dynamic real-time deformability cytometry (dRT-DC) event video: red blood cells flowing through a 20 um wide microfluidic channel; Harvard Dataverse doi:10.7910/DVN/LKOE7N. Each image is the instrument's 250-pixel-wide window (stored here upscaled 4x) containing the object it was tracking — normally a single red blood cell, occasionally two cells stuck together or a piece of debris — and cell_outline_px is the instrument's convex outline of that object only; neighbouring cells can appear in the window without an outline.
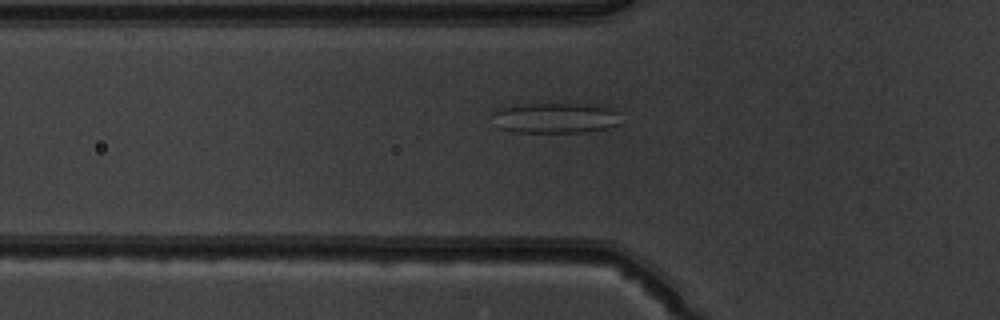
{"species": "common noctule bat (a hibernating species)", "species_latin": "Nyctalus noctula", "temperature_condition": "warm", "stored_images_in_passage": 40, "camera_frame_rate_fps": 3000, "um_per_image_px": 0.085, "animal": {"sex": "male", "body_mass_g": 19.5, "forearm_length_mm": 54.6}, "frame": {"image": 1, "passage_image": 7, "time_ms": 2.0, "image_size_px": [1000, 320], "cell_outline_px": [[620, 124], [608, 128], [584, 132], [516, 132], [500, 128], [492, 112], [500, 108], [524, 104], [604, 104], [620, 112]], "centroid_in_image_um": [47.33, 10.01], "position_along_channel_um": 78.5, "area_um2": 22.95}}
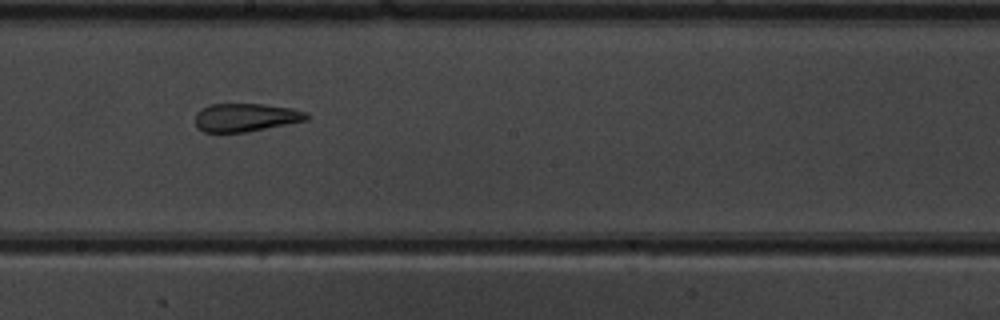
{"frame": {"image": 2, "passage_image": 18, "time_ms": 5.667, "image_size_px": [1000, 320], "cell_outline_px": [[308, 120], [244, 132], [204, 132], [196, 124], [196, 112], [200, 108], [208, 104], [264, 104], [292, 108], [304, 112], [308, 116]], "centroid_in_image_um": [20.85, 9.97], "position_along_channel_um": 227.3, "area_um2": 18.15}}
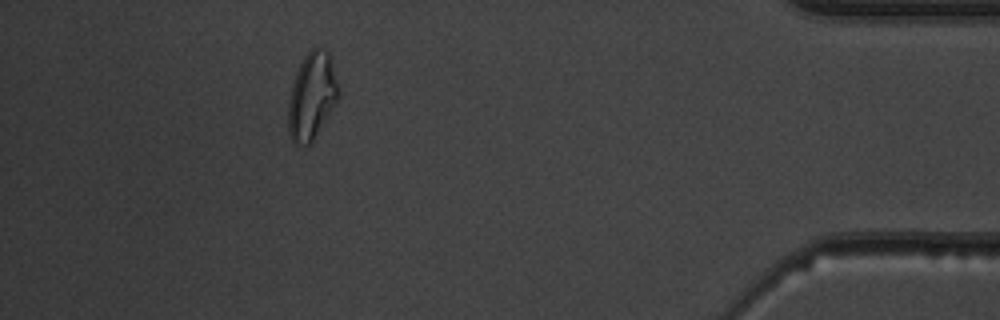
{"frame": {"image": 3, "passage_image": 35, "time_ms": 11.333, "image_size_px": [1000, 320], "cell_outline_px": [[340, 96], [312, 140], [308, 144], [304, 144], [292, 140], [288, 132], [288, 100], [292, 84], [296, 72], [304, 56], [316, 44], [328, 52], [332, 56], [340, 92]], "centroid_in_image_um": [26.52, 8.07], "position_along_channel_um": 408.7, "area_um2": 25.43}, "authors_computed_cell_mechanics": {"area_um2": 21.097, "velocity_mm_per_s": 4.0408, "shape_relaxation_time_tau1_ms": null, "shape_relaxation_time_tau2_ms": 1.7343, "deformation_change_tau1": null, "deformation_change_tau2": 0.115}}